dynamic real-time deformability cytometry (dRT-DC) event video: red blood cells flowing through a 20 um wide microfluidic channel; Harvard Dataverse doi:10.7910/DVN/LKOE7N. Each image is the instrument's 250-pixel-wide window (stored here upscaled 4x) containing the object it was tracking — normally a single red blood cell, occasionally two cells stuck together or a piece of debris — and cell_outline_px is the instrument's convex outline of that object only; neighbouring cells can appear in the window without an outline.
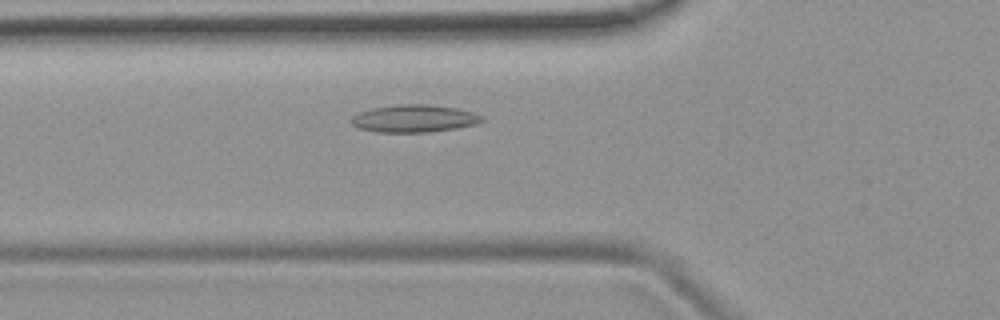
{"species": "common noctule bat (a hibernating species)", "species_latin": "Nyctalus noctula", "temperature_condition": "room temperature", "stored_images_in_passage": 47, "camera_frame_rate_fps": 3000, "um_per_image_px": 0.085, "animal": {"sex": "female", "body_mass_g": 19.9}, "frame": {"image": 1, "passage_image": 13, "time_ms": 4.0, "image_size_px": [1000, 320], "cell_outline_px": [[484, 120], [476, 124], [456, 128], [428, 132], [376, 132], [360, 128], [352, 124], [348, 120], [352, 116], [360, 112], [372, 108], [396, 104], [428, 104], [456, 108], [472, 112], [484, 116]], "centroid_in_image_um": [35.19, 10.07], "position_along_channel_um": 90.6, "area_um2": 20.98}}
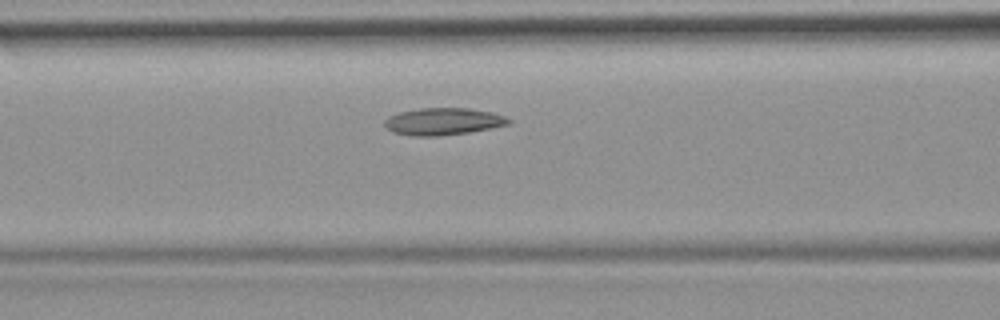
{"frame": {"image": 2, "passage_image": 16, "time_ms": 5.0, "image_size_px": [1000, 320], "cell_outline_px": [[512, 120], [508, 124], [468, 132], [440, 136], [412, 136], [392, 132], [384, 124], [384, 120], [388, 116], [400, 112], [420, 108], [468, 108], [492, 112], [504, 116]], "centroid_in_image_um": [37.63, 10.32], "position_along_channel_um": 129.0, "area_um2": 19.48}}
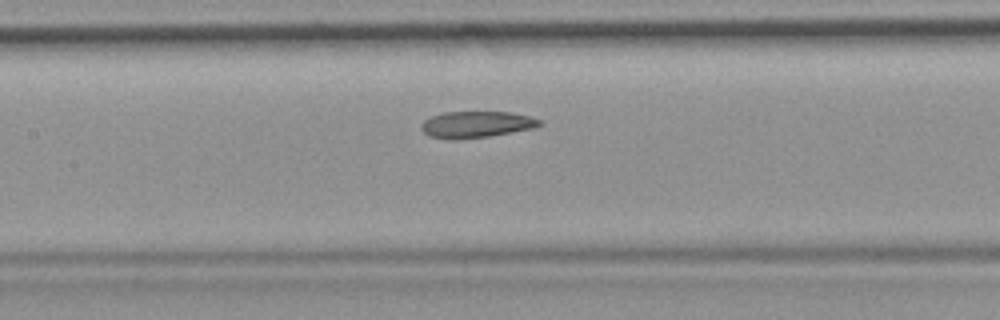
{"frame": {"image": 3, "passage_image": 19, "time_ms": 6.0, "image_size_px": [1000, 320], "cell_outline_px": [[544, 124], [536, 128], [488, 136], [452, 140], [428, 136], [420, 128], [420, 124], [424, 120], [432, 116], [444, 112], [512, 112], [532, 116], [540, 120]], "centroid_in_image_um": [40.51, 10.57], "position_along_channel_um": 166.9, "area_um2": 18.44}, "authors_computed_cell_mechanics": {"area_um2": 19.3052, "velocity_mm_per_s": 3.7946, "shape_relaxation_time_tau1_ms": null, "shape_relaxation_time_tau2_ms": 6.0186, "deformation_change_tau1": null, "deformation_change_tau2": 0.1323}}